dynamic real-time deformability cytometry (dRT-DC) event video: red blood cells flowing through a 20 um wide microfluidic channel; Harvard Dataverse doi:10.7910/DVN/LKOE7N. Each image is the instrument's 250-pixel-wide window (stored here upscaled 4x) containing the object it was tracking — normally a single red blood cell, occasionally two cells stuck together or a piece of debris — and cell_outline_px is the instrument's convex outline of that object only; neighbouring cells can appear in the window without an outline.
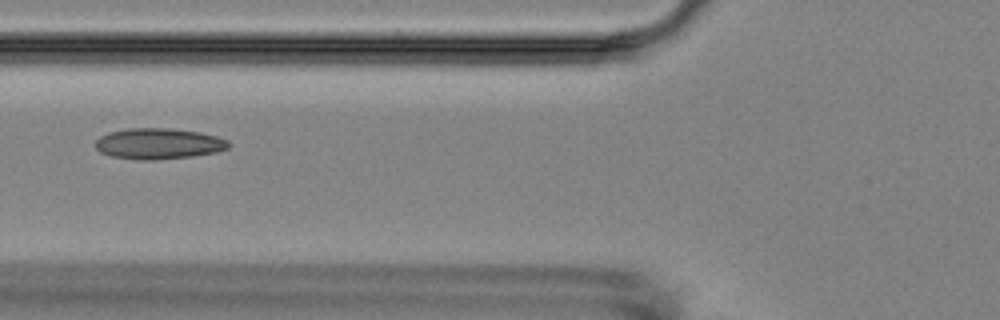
{"species": "Egyptian fruit bat (a non-hibernating species)", "species_latin": "Rousettus aegyptiacus", "temperature_condition": "room temperature", "stored_images_in_passage": 8, "camera_frame_rate_fps": 3000, "um_per_image_px": 0.085, "animal": {"sex": "female"}, "frame": {"image": 1, "passage_image": 4, "time_ms": 3.333, "image_size_px": [1000, 320], "cell_outline_px": [[232, 144], [228, 148], [216, 152], [192, 156], [156, 160], [136, 160], [112, 156], [100, 152], [96, 148], [96, 140], [100, 136], [108, 132], [128, 128], [168, 128], [200, 132], [216, 136], [228, 140]], "centroid_in_image_um": [13.48, 12.21], "position_along_channel_um": 112.3, "area_um2": 24.1}}
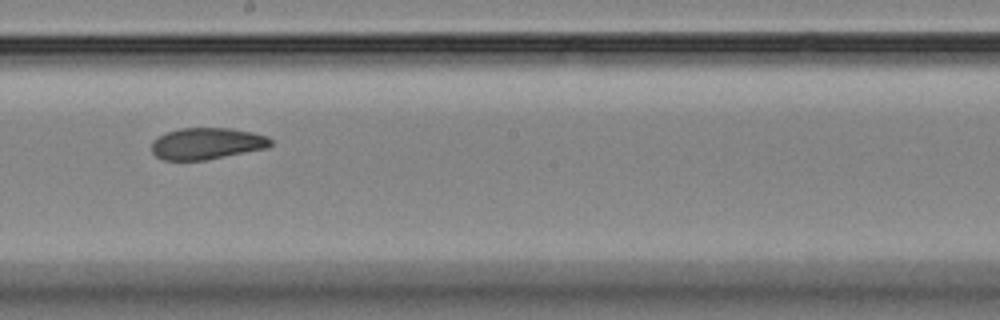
{"frame": {"image": 2, "passage_image": 7, "time_ms": 6.667, "image_size_px": [1000, 320], "cell_outline_px": [[272, 144], [268, 148], [208, 160], [164, 160], [156, 156], [152, 152], [152, 140], [168, 132], [180, 128], [232, 128], [252, 132], [268, 136], [272, 140]], "centroid_in_image_um": [17.62, 12.2], "position_along_channel_um": 230.6, "area_um2": 22.08}}
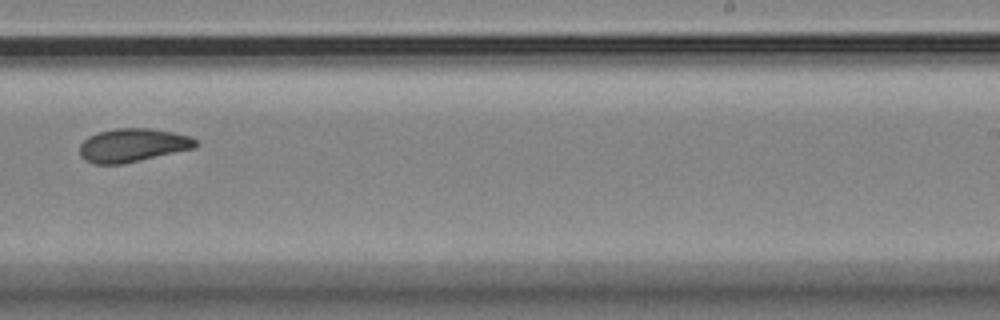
{"frame": {"image": 3, "passage_image": 8, "time_ms": 8.0, "image_size_px": [1000, 320], "cell_outline_px": [[196, 148], [124, 164], [92, 164], [84, 160], [80, 156], [80, 144], [88, 136], [96, 132], [116, 128], [148, 128], [172, 132], [188, 136], [196, 140]], "centroid_in_image_um": [11.24, 12.35], "position_along_channel_um": 277.8, "area_um2": 22.77}}